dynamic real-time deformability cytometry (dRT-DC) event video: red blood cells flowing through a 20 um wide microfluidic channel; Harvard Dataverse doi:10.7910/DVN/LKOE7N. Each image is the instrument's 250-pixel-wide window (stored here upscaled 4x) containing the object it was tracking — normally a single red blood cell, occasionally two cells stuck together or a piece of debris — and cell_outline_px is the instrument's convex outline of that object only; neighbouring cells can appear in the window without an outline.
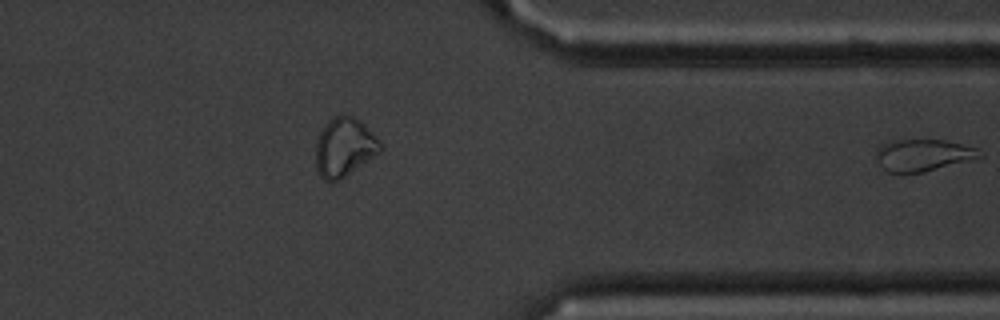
{"species": "common noctule bat (a hibernating species)", "species_latin": "Nyctalus noctula", "temperature_condition": "cold", "stored_images_in_passage": 37, "segment_of_instrument_passage": [2, 2], "camera_frame_rate_fps": 3000, "um_per_image_px": 0.085, "animal": {"sex": "male", "body_mass_g": 20.1, "forearm_length_mm": 53.5}, "frame": {"image": 1, "passage_image": 37, "time_ms": 12.0, "image_size_px": [1000, 320], "cell_outline_px": [[984, 156], [924, 172], [900, 176], [888, 172], [880, 164], [876, 156], [876, 148], [880, 144], [900, 140], [944, 140], [976, 148]], "centroid_in_image_um": [78.4, 13.22], "position_along_channel_um": 333.0, "area_um2": 19.36}}